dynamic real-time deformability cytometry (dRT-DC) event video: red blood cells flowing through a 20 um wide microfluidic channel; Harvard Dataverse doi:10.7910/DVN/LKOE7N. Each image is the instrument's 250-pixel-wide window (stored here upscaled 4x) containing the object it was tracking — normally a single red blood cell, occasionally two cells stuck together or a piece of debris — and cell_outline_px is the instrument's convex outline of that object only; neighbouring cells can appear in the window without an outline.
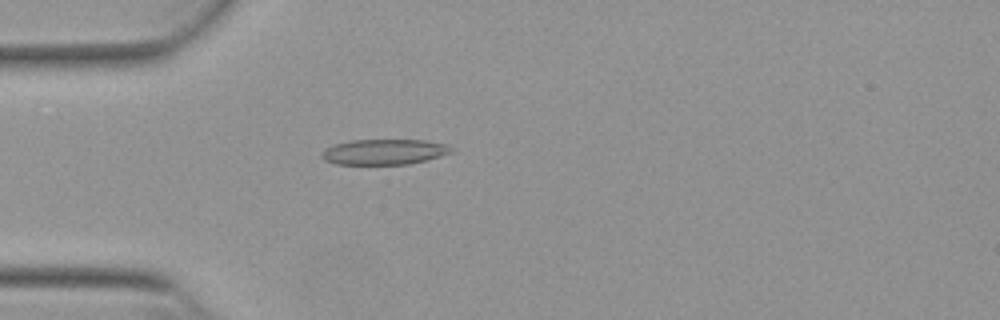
{"species": "Egyptian fruit bat (a non-hibernating species)", "species_latin": "Rousettus aegyptiacus", "temperature_condition": "warm", "stored_images_in_passage": 48, "camera_frame_rate_fps": 3000, "um_per_image_px": 0.085, "animal": {"sex": "female"}, "frame": {"image": 1, "passage_image": 11, "time_ms": 3.333, "image_size_px": [1000, 320], "cell_outline_px": [[456, 152], [408, 164], [336, 164], [324, 160], [320, 156], [320, 152], [324, 148], [332, 144], [352, 140], [424, 140], [448, 144]], "centroid_in_image_um": [32.63, 12.9], "position_along_channel_um": 52.4, "area_um2": 19.42}}
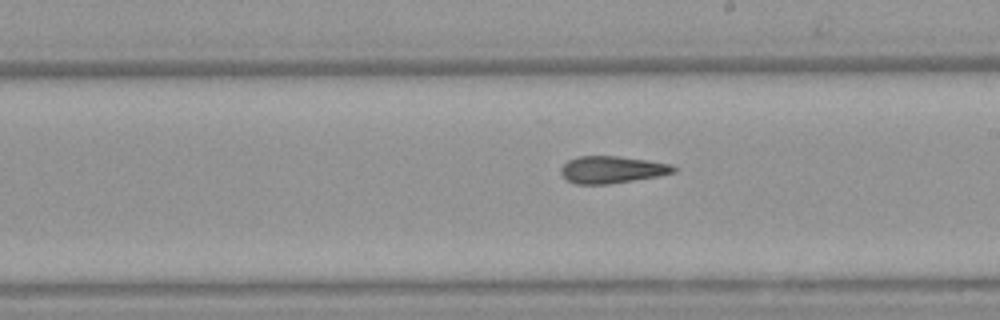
{"frame": {"image": 2, "passage_image": 26, "time_ms": 8.333, "image_size_px": [1000, 320], "cell_outline_px": [[676, 172], [660, 176], [608, 184], [576, 184], [568, 180], [560, 172], [560, 168], [568, 160], [580, 156], [620, 156], [648, 160], [672, 164], [676, 168]], "centroid_in_image_um": [52.05, 14.41], "position_along_channel_um": 237.0, "area_um2": 17.86}}
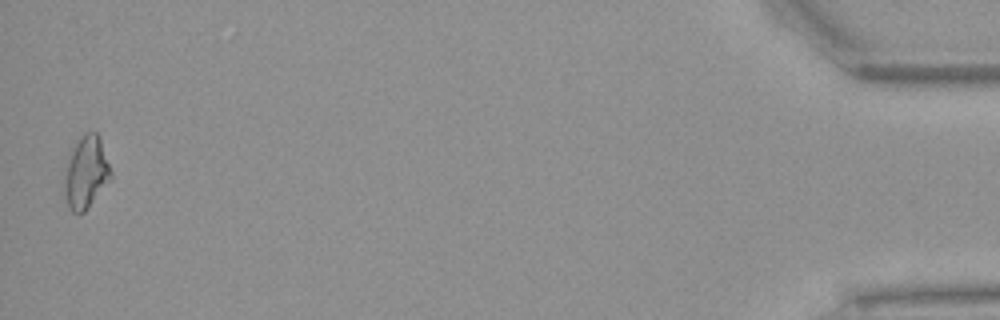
{"frame": {"image": 3, "passage_image": 48, "time_ms": 15.667, "image_size_px": [1000, 320], "cell_outline_px": [[112, 176], [84, 212], [72, 212], [68, 208], [64, 192], [64, 184], [68, 156], [72, 148], [84, 132], [96, 132], [100, 140], [112, 172]], "centroid_in_image_um": [7.29, 14.65], "position_along_channel_um": 427.9, "area_um2": 19.13}, "authors_computed_cell_mechanics": {"area_um2": 18.3804, "velocity_mm_per_s": 3.8749, "shape_relaxation_time_tau1_ms": null, "shape_relaxation_time_tau2_ms": 4.2756, "deformation_change_tau1": null, "deformation_change_tau2": 0.1424}}